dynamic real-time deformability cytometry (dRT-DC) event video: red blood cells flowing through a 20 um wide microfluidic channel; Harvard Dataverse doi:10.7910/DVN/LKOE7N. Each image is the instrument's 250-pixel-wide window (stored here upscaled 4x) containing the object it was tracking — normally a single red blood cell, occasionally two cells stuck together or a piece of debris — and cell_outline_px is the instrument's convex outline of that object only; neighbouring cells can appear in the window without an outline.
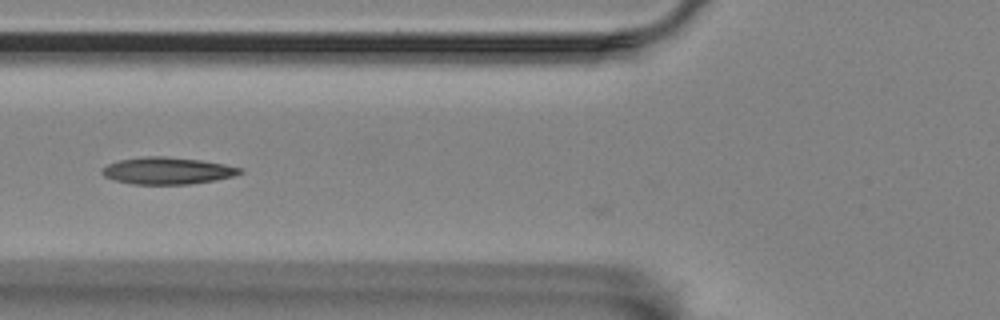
{"species": "Egyptian fruit bat (a non-hibernating species)", "species_latin": "Rousettus aegyptiacus", "temperature_condition": "room temperature", "stored_images_in_passage": 9, "camera_frame_rate_fps": 3000, "um_per_image_px": 0.085, "animal": {"sex": "female"}, "frame": {"image": 1, "passage_image": 6, "time_ms": 1.667, "image_size_px": [1000, 320], "cell_outline_px": [[244, 172], [232, 176], [216, 180], [192, 184], [132, 184], [116, 180], [104, 176], [100, 172], [108, 164], [120, 160], [144, 156], [164, 156], [200, 160], [224, 164], [240, 168]], "centroid_in_image_um": [14.23, 14.51], "position_along_channel_um": 111.6, "area_um2": 21.5}}